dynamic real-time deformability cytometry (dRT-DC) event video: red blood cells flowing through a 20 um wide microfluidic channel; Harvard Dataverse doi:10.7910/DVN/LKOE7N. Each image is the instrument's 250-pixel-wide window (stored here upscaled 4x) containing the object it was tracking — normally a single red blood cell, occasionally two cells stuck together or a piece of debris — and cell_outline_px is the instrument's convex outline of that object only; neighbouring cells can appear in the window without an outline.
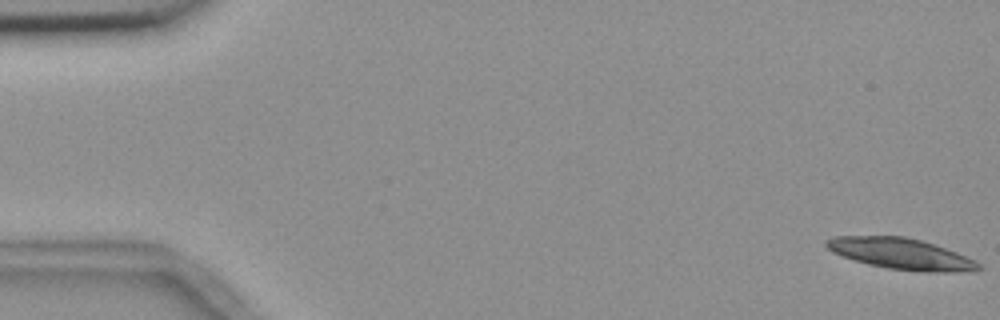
{"species": "common noctule bat (a hibernating species)", "species_latin": "Nyctalus noctula", "temperature_condition": "room temperature", "stored_images_in_passage": 56, "camera_frame_rate_fps": 3000, "um_per_image_px": 0.085, "animal": {"sex": "female", "body_mass_g": 18.4}, "frame": {"image": 1, "passage_image": 1, "time_ms": 0.0, "image_size_px": [1000, 320], "cell_outline_px": [[984, 268], [960, 272], [928, 272], [888, 268], [868, 264], [832, 252], [824, 244], [824, 240], [832, 236], [904, 236], [920, 240], [956, 252], [976, 260]], "centroid_in_image_um": [76.58, 21.57], "position_along_channel_um": 8.4, "area_um2": 27.34}}
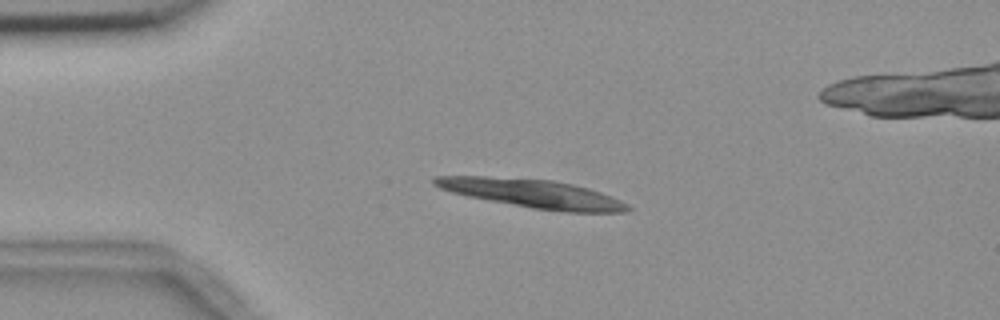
{"frame": {"image": 2, "passage_image": 13, "time_ms": 4.0, "image_size_px": [1000, 320], "cell_outline_px": [[632, 208], [628, 212], [564, 212], [532, 208], [488, 200], [468, 196], [452, 192], [440, 188], [432, 184], [432, 176], [488, 176], [552, 180], [572, 184], [588, 188], [600, 192], [620, 200], [628, 204]], "centroid_in_image_um": [45.26, 16.45], "position_along_channel_um": 39.7, "area_um2": 32.02}, "authors_computed_cell_mechanics": {"area_um2": 18.4093, "velocity_mm_per_s": 3.6209, "shape_relaxation_time_tau1_ms": 5.8396, "shape_relaxation_time_tau2_ms": null, "deformation_change_tau1": 0.1366, "deformation_change_tau2": null}}